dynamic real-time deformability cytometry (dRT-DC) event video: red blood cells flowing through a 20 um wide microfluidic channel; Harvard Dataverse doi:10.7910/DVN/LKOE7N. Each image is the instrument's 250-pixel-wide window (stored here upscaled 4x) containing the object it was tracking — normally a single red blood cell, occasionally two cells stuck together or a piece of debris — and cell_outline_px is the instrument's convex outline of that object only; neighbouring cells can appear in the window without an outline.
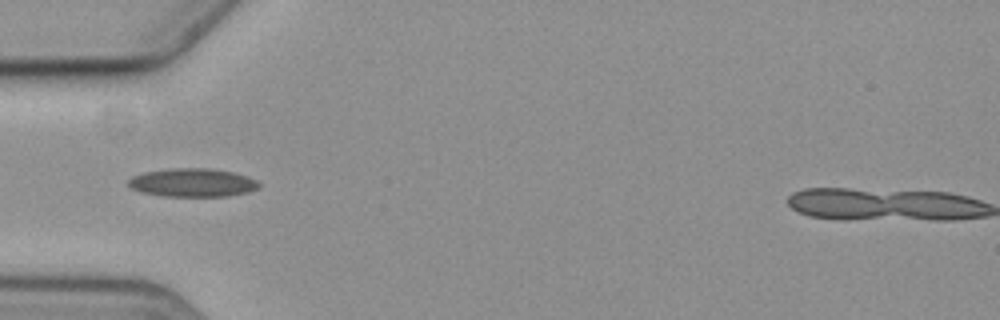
{"species": "common noctule bat (a hibernating species)", "species_latin": "Nyctalus noctula", "temperature_condition": "cold", "stored_images_in_passage": 5, "camera_frame_rate_fps": 3000, "um_per_image_px": 0.085, "animal": {"sex": "female", "body_mass_g": 19.3, "forearm_length_mm": 54.1}, "frame": {"image": 1, "passage_image": 4, "time_ms": 3.333, "image_size_px": [1000, 320], "cell_outline_px": [[260, 188], [248, 192], [228, 196], [160, 196], [140, 192], [132, 188], [128, 184], [128, 180], [132, 176], [144, 172], [172, 168], [212, 168], [232, 172], [248, 176], [256, 180], [260, 184]], "centroid_in_image_um": [16.38, 15.52], "position_along_channel_um": 68.6, "area_um2": 21.79}}
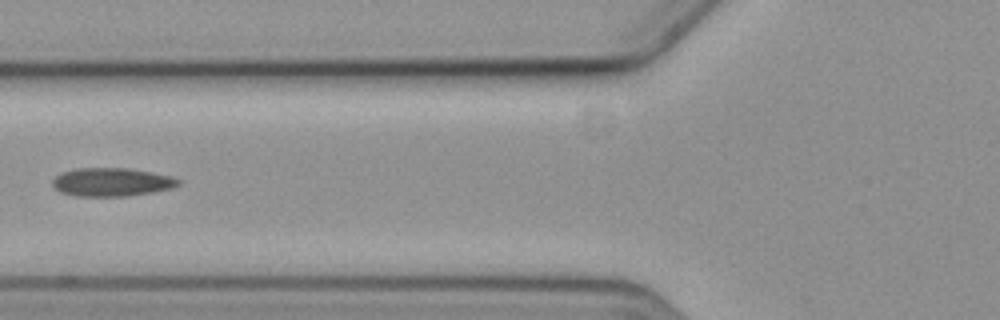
{"frame": {"image": 2, "passage_image": 5, "time_ms": 4.667, "image_size_px": [1000, 320], "cell_outline_px": [[180, 184], [172, 188], [152, 192], [128, 196], [80, 196], [60, 192], [52, 184], [52, 180], [60, 172], [76, 168], [128, 168], [152, 172], [172, 176], [180, 180]], "centroid_in_image_um": [9.5, 15.47], "position_along_channel_um": 116.3, "area_um2": 20.87}}